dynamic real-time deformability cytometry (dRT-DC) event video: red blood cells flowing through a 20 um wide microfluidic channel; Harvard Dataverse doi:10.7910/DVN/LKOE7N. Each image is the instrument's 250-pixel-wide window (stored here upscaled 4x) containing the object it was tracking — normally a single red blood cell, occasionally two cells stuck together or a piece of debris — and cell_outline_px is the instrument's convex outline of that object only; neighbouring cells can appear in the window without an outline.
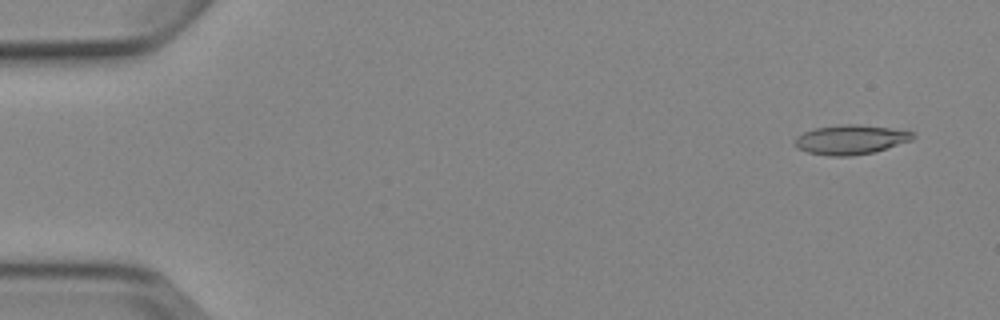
{"species": "Egyptian fruit bat (a non-hibernating species)", "species_latin": "Rousettus aegyptiacus", "temperature_condition": "cold", "stored_images_in_passage": 4, "camera_frame_rate_fps": 3000, "um_per_image_px": 0.085, "animal": {"sex": "female"}, "frame": {"image": 1, "passage_image": 1, "time_ms": 0.0, "image_size_px": [1000, 320], "cell_outline_px": [[916, 136], [912, 140], [876, 152], [852, 156], [828, 156], [808, 152], [796, 148], [792, 140], [796, 136], [804, 132], [816, 128], [844, 124], [856, 124], [888, 128], [916, 132]], "centroid_in_image_um": [72.3, 11.88], "position_along_channel_um": 12.7, "area_um2": 20.46}}
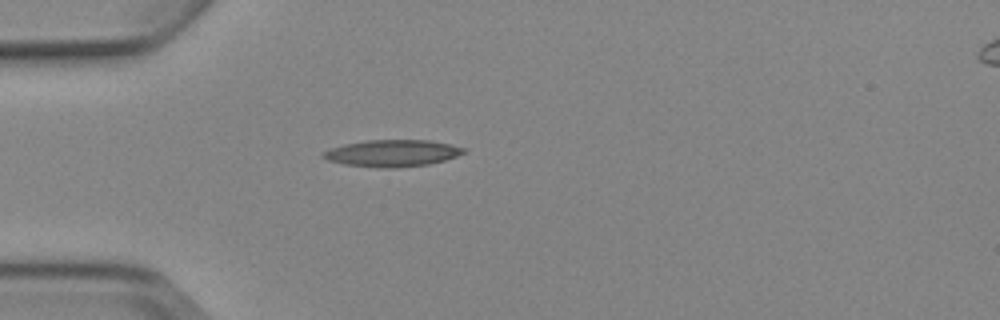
{"frame": {"image": 2, "passage_image": 4, "time_ms": 4.0, "image_size_px": [1000, 320], "cell_outline_px": [[468, 148], [464, 152], [456, 156], [444, 160], [428, 164], [396, 168], [376, 168], [344, 164], [328, 160], [320, 156], [320, 152], [344, 144], [368, 140], [428, 140], [452, 144]], "centroid_in_image_um": [33.33, 13.02], "position_along_channel_um": 51.7, "area_um2": 22.08}}